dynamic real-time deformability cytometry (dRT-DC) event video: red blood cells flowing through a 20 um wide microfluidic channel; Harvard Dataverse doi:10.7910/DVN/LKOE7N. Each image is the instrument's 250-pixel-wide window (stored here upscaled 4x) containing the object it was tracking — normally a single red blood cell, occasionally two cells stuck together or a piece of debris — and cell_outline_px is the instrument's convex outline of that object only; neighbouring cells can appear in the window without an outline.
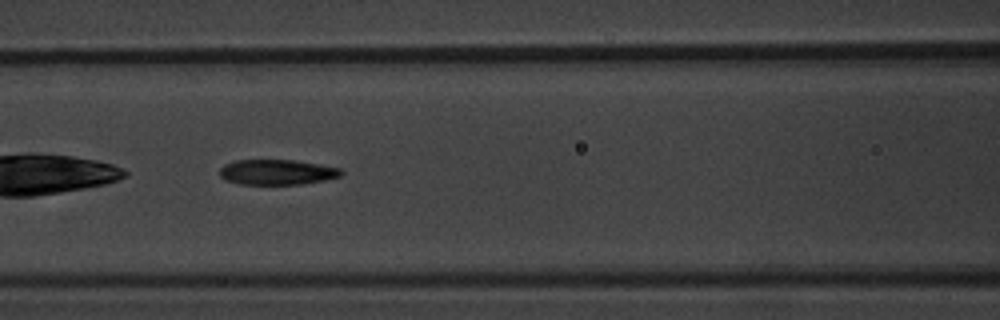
{"species": "common noctule bat (a hibernating species)", "species_latin": "Nyctalus noctula", "temperature_condition": "warm", "stored_images_in_passage": 8, "camera_frame_rate_fps": 3000, "um_per_image_px": 0.085, "animal": {"sex": "male", "body_mass_g": 20.1, "forearm_length_mm": 53.5}, "frame": {"image": 1, "passage_image": 5, "time_ms": 4.667, "image_size_px": [1000, 320], "cell_outline_px": [[344, 172], [340, 176], [324, 180], [304, 184], [240, 184], [224, 180], [220, 176], [220, 168], [224, 164], [236, 160], [296, 160], [340, 168]], "centroid_in_image_um": [23.53, 14.63], "position_along_channel_um": 143.1, "area_um2": 17.92}}
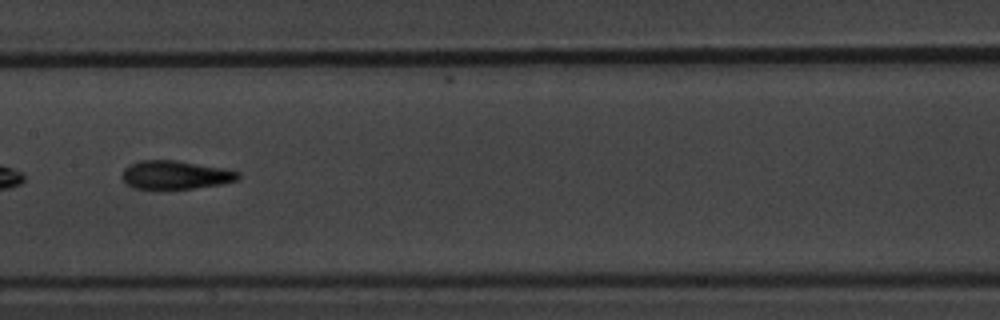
{"frame": {"image": 2, "passage_image": 6, "time_ms": 6.0, "image_size_px": [1000, 320], "cell_outline_px": [[240, 176], [236, 180], [220, 184], [196, 188], [132, 188], [120, 176], [124, 168], [140, 160], [176, 160], [228, 168], [240, 172]], "centroid_in_image_um": [14.94, 14.85], "position_along_channel_um": 192.5, "area_um2": 19.25}}
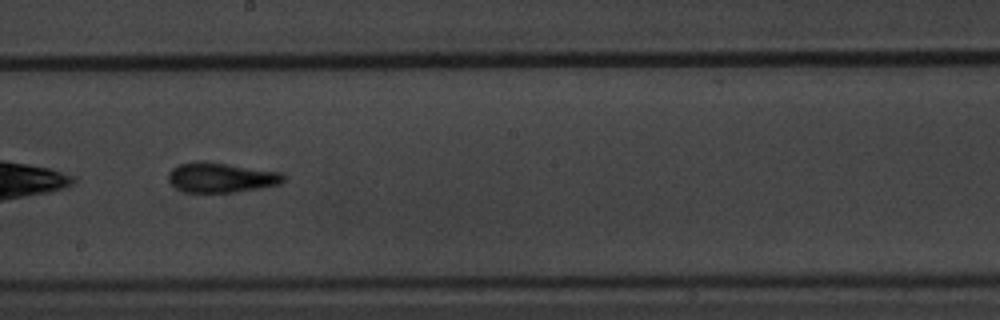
{"frame": {"image": 3, "passage_image": 7, "time_ms": 7.0, "image_size_px": [1000, 320], "cell_outline_px": [[284, 180], [280, 184], [260, 188], [236, 192], [184, 192], [176, 188], [168, 180], [168, 172], [172, 168], [180, 164], [196, 160], [204, 160], [280, 172], [284, 176]], "centroid_in_image_um": [18.76, 15.08], "position_along_channel_um": 229.4, "area_um2": 20.17}}